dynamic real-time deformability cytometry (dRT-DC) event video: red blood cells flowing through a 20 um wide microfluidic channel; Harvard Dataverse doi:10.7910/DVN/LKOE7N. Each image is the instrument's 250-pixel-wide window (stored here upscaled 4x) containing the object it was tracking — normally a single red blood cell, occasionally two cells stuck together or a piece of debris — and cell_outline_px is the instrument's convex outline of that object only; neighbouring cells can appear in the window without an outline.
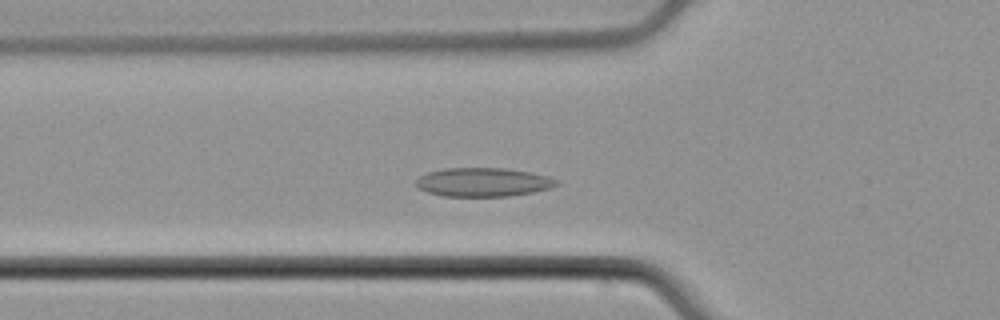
{"species": "common noctule bat (a hibernating species)", "species_latin": "Nyctalus noctula", "temperature_condition": "cold", "stored_images_in_passage": 49, "camera_frame_rate_fps": 3000, "um_per_image_px": 0.085, "animal": {"sex": "male", "body_mass_g": 21.5, "forearm_length_mm": 52.0}, "frame": {"image": 1, "passage_image": 14, "time_ms": 4.333, "image_size_px": [1000, 320], "cell_outline_px": [[560, 184], [552, 188], [532, 192], [508, 196], [444, 196], [428, 192], [416, 188], [416, 180], [420, 176], [428, 172], [444, 168], [508, 168], [532, 172], [548, 176], [560, 180]], "centroid_in_image_um": [41.11, 15.47], "position_along_channel_um": 84.7, "area_um2": 23.81}}
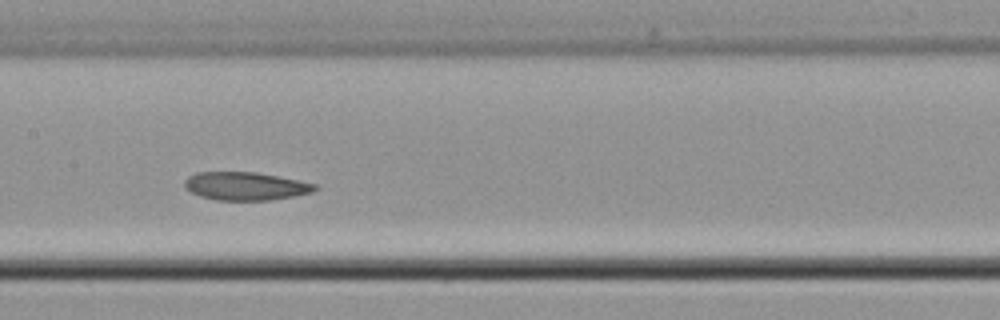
{"frame": {"image": 2, "passage_image": 22, "time_ms": 7.0, "image_size_px": [1000, 320], "cell_outline_px": [[316, 188], [312, 192], [272, 200], [216, 200], [200, 196], [184, 188], [184, 180], [188, 176], [196, 172], [256, 172], [316, 184]], "centroid_in_image_um": [20.8, 15.82], "position_along_channel_um": 186.6, "area_um2": 21.21}}
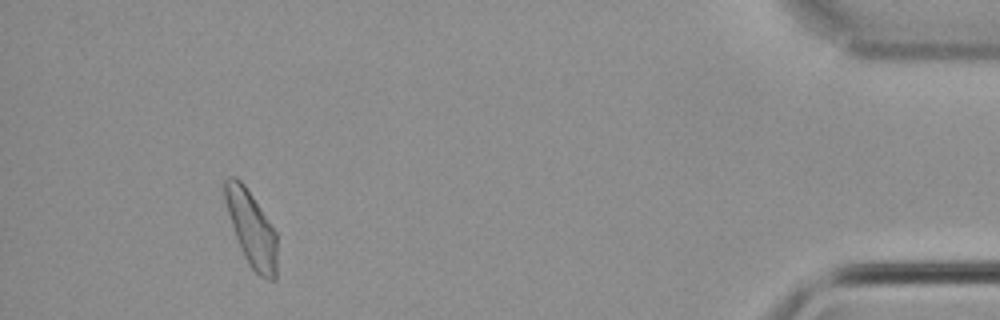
{"frame": {"image": 3, "passage_image": 45, "time_ms": 14.667, "image_size_px": [1000, 320], "cell_outline_px": [[276, 280], [268, 280], [260, 276], [248, 264], [240, 248], [224, 200], [224, 180], [228, 176], [236, 176], [244, 184], [276, 232]], "centroid_in_image_um": [21.36, 19.43], "position_along_channel_um": 413.8, "area_um2": 22.54}, "authors_computed_cell_mechanics": {"area_um2": 22.831, "velocity_mm_per_s": 3.8247, "shape_relaxation_time_tau1_ms": null, "shape_relaxation_time_tau2_ms": 7.7141, "deformation_change_tau1": null, "deformation_change_tau2": 0.098}}